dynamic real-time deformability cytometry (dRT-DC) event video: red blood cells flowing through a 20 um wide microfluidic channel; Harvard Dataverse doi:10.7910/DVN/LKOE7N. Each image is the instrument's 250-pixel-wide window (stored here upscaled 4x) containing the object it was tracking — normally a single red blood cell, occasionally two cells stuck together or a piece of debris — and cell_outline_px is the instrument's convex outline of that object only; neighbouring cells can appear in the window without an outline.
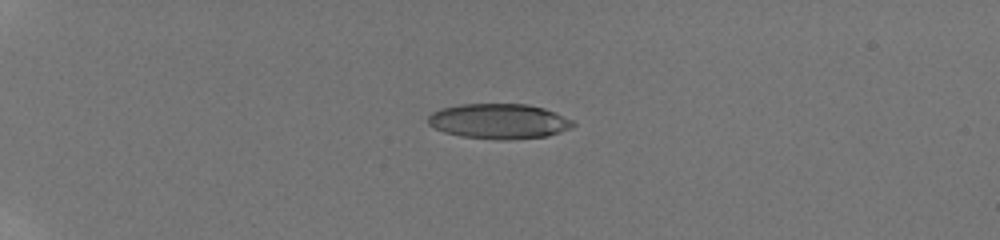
{"species": "human", "species_latin": "Homo sapiens", "temperature_condition": "room temperature", "stored_images_in_passage": 12, "camera_frame_rate_fps": 3000, "um_per_image_px": 0.085, "donor": {"sex": "male"}, "frame": {"image": 1, "passage_image": 9, "time_ms": 2.667, "image_size_px": [1000, 240], "cell_outline_px": [[576, 124], [572, 128], [548, 136], [508, 140], [500, 140], [460, 136], [444, 132], [428, 124], [428, 116], [432, 112], [440, 108], [460, 104], [528, 104], [544, 108], [572, 120]], "centroid_in_image_um": [42.41, 10.31], "position_along_channel_um": 42.6, "area_um2": 29.77}}
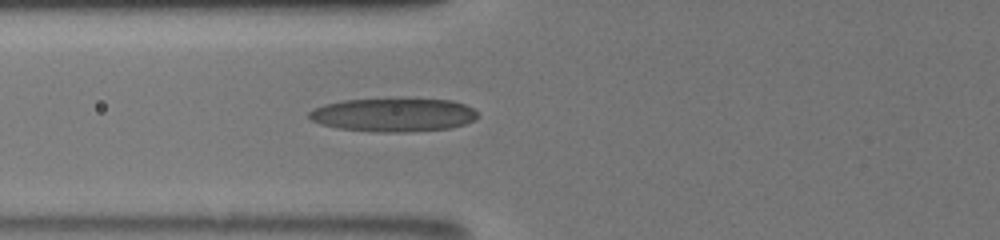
{"frame": {"image": 2, "passage_image": 12, "time_ms": 3.667, "image_size_px": [1000, 240], "cell_outline_px": [[480, 116], [476, 120], [464, 124], [448, 128], [408, 132], [380, 132], [336, 128], [320, 124], [312, 120], [308, 116], [308, 112], [312, 108], [324, 104], [344, 100], [452, 100], [464, 104], [472, 108]], "centroid_in_image_um": [33.42, 9.78], "position_along_channel_um": 92.4, "area_um2": 32.6}}